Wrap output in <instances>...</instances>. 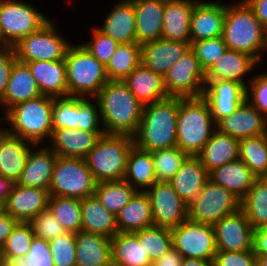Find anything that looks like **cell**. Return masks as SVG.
<instances>
[{
  "instance_id": "1",
  "label": "cell",
  "mask_w": 267,
  "mask_h": 266,
  "mask_svg": "<svg viewBox=\"0 0 267 266\" xmlns=\"http://www.w3.org/2000/svg\"><path fill=\"white\" fill-rule=\"evenodd\" d=\"M106 134L134 136L143 105L122 80H109L95 96Z\"/></svg>"
},
{
  "instance_id": "2",
  "label": "cell",
  "mask_w": 267,
  "mask_h": 266,
  "mask_svg": "<svg viewBox=\"0 0 267 266\" xmlns=\"http://www.w3.org/2000/svg\"><path fill=\"white\" fill-rule=\"evenodd\" d=\"M178 97H167L143 106L134 144L152 152L177 145Z\"/></svg>"
},
{
  "instance_id": "3",
  "label": "cell",
  "mask_w": 267,
  "mask_h": 266,
  "mask_svg": "<svg viewBox=\"0 0 267 266\" xmlns=\"http://www.w3.org/2000/svg\"><path fill=\"white\" fill-rule=\"evenodd\" d=\"M222 38L228 49L247 53L262 63L266 53L265 28L244 0L225 3Z\"/></svg>"
},
{
  "instance_id": "4",
  "label": "cell",
  "mask_w": 267,
  "mask_h": 266,
  "mask_svg": "<svg viewBox=\"0 0 267 266\" xmlns=\"http://www.w3.org/2000/svg\"><path fill=\"white\" fill-rule=\"evenodd\" d=\"M53 97L41 95L11 107L3 116L4 129L12 135L44 145L52 135ZM47 138V139H46Z\"/></svg>"
},
{
  "instance_id": "5",
  "label": "cell",
  "mask_w": 267,
  "mask_h": 266,
  "mask_svg": "<svg viewBox=\"0 0 267 266\" xmlns=\"http://www.w3.org/2000/svg\"><path fill=\"white\" fill-rule=\"evenodd\" d=\"M216 130L206 100L201 97H178L177 147L188 156H197Z\"/></svg>"
},
{
  "instance_id": "6",
  "label": "cell",
  "mask_w": 267,
  "mask_h": 266,
  "mask_svg": "<svg viewBox=\"0 0 267 266\" xmlns=\"http://www.w3.org/2000/svg\"><path fill=\"white\" fill-rule=\"evenodd\" d=\"M134 145L130 135L101 136L85 158L96 183L122 180Z\"/></svg>"
},
{
  "instance_id": "7",
  "label": "cell",
  "mask_w": 267,
  "mask_h": 266,
  "mask_svg": "<svg viewBox=\"0 0 267 266\" xmlns=\"http://www.w3.org/2000/svg\"><path fill=\"white\" fill-rule=\"evenodd\" d=\"M64 60L69 96L95 97L109 81L106 66L80 43L68 47Z\"/></svg>"
},
{
  "instance_id": "8",
  "label": "cell",
  "mask_w": 267,
  "mask_h": 266,
  "mask_svg": "<svg viewBox=\"0 0 267 266\" xmlns=\"http://www.w3.org/2000/svg\"><path fill=\"white\" fill-rule=\"evenodd\" d=\"M95 187L85 159L57 156L48 190L50 196L83 199L94 195Z\"/></svg>"
},
{
  "instance_id": "9",
  "label": "cell",
  "mask_w": 267,
  "mask_h": 266,
  "mask_svg": "<svg viewBox=\"0 0 267 266\" xmlns=\"http://www.w3.org/2000/svg\"><path fill=\"white\" fill-rule=\"evenodd\" d=\"M54 23L50 19L38 31L21 38L13 45L16 59L22 63L64 60L71 43L64 35L61 36Z\"/></svg>"
},
{
  "instance_id": "10",
  "label": "cell",
  "mask_w": 267,
  "mask_h": 266,
  "mask_svg": "<svg viewBox=\"0 0 267 266\" xmlns=\"http://www.w3.org/2000/svg\"><path fill=\"white\" fill-rule=\"evenodd\" d=\"M49 20L28 1L0 0V30L11 47L21 38L38 31Z\"/></svg>"
},
{
  "instance_id": "11",
  "label": "cell",
  "mask_w": 267,
  "mask_h": 266,
  "mask_svg": "<svg viewBox=\"0 0 267 266\" xmlns=\"http://www.w3.org/2000/svg\"><path fill=\"white\" fill-rule=\"evenodd\" d=\"M240 201L223 186L208 180L196 200L188 206V219L214 225L224 216L239 210Z\"/></svg>"
},
{
  "instance_id": "12",
  "label": "cell",
  "mask_w": 267,
  "mask_h": 266,
  "mask_svg": "<svg viewBox=\"0 0 267 266\" xmlns=\"http://www.w3.org/2000/svg\"><path fill=\"white\" fill-rule=\"evenodd\" d=\"M173 247L183 258H198L213 262L217 253L213 225L190 219L171 228Z\"/></svg>"
},
{
  "instance_id": "13",
  "label": "cell",
  "mask_w": 267,
  "mask_h": 266,
  "mask_svg": "<svg viewBox=\"0 0 267 266\" xmlns=\"http://www.w3.org/2000/svg\"><path fill=\"white\" fill-rule=\"evenodd\" d=\"M164 87L171 97H201L205 87V72L195 52L190 48L163 77Z\"/></svg>"
},
{
  "instance_id": "14",
  "label": "cell",
  "mask_w": 267,
  "mask_h": 266,
  "mask_svg": "<svg viewBox=\"0 0 267 266\" xmlns=\"http://www.w3.org/2000/svg\"><path fill=\"white\" fill-rule=\"evenodd\" d=\"M145 192L151 203L154 225L171 229L188 219V206L169 182H156Z\"/></svg>"
},
{
  "instance_id": "15",
  "label": "cell",
  "mask_w": 267,
  "mask_h": 266,
  "mask_svg": "<svg viewBox=\"0 0 267 266\" xmlns=\"http://www.w3.org/2000/svg\"><path fill=\"white\" fill-rule=\"evenodd\" d=\"M213 227L217 251L253 250L254 229L241 209L224 216Z\"/></svg>"
},
{
  "instance_id": "16",
  "label": "cell",
  "mask_w": 267,
  "mask_h": 266,
  "mask_svg": "<svg viewBox=\"0 0 267 266\" xmlns=\"http://www.w3.org/2000/svg\"><path fill=\"white\" fill-rule=\"evenodd\" d=\"M202 97L208 103L213 120L217 124L246 100V88L235 81H206Z\"/></svg>"
},
{
  "instance_id": "17",
  "label": "cell",
  "mask_w": 267,
  "mask_h": 266,
  "mask_svg": "<svg viewBox=\"0 0 267 266\" xmlns=\"http://www.w3.org/2000/svg\"><path fill=\"white\" fill-rule=\"evenodd\" d=\"M216 129L236 139L267 134V118L247 100L233 113L221 119Z\"/></svg>"
},
{
  "instance_id": "18",
  "label": "cell",
  "mask_w": 267,
  "mask_h": 266,
  "mask_svg": "<svg viewBox=\"0 0 267 266\" xmlns=\"http://www.w3.org/2000/svg\"><path fill=\"white\" fill-rule=\"evenodd\" d=\"M49 191L14 183L4 211L18 222H29L48 207Z\"/></svg>"
},
{
  "instance_id": "19",
  "label": "cell",
  "mask_w": 267,
  "mask_h": 266,
  "mask_svg": "<svg viewBox=\"0 0 267 266\" xmlns=\"http://www.w3.org/2000/svg\"><path fill=\"white\" fill-rule=\"evenodd\" d=\"M260 63L251 55L227 49L205 72V81L229 80L242 84L245 88L250 79L246 76ZM252 70V71H251ZM246 75V76H245Z\"/></svg>"
},
{
  "instance_id": "20",
  "label": "cell",
  "mask_w": 267,
  "mask_h": 266,
  "mask_svg": "<svg viewBox=\"0 0 267 266\" xmlns=\"http://www.w3.org/2000/svg\"><path fill=\"white\" fill-rule=\"evenodd\" d=\"M219 1L198 0L191 15V43L221 37L225 18V4Z\"/></svg>"
},
{
  "instance_id": "21",
  "label": "cell",
  "mask_w": 267,
  "mask_h": 266,
  "mask_svg": "<svg viewBox=\"0 0 267 266\" xmlns=\"http://www.w3.org/2000/svg\"><path fill=\"white\" fill-rule=\"evenodd\" d=\"M105 134V131L60 128L52 131L50 145H46L58 156L85 159L97 140Z\"/></svg>"
},
{
  "instance_id": "22",
  "label": "cell",
  "mask_w": 267,
  "mask_h": 266,
  "mask_svg": "<svg viewBox=\"0 0 267 266\" xmlns=\"http://www.w3.org/2000/svg\"><path fill=\"white\" fill-rule=\"evenodd\" d=\"M191 48V43L158 39L141 44V63L162 77Z\"/></svg>"
},
{
  "instance_id": "23",
  "label": "cell",
  "mask_w": 267,
  "mask_h": 266,
  "mask_svg": "<svg viewBox=\"0 0 267 266\" xmlns=\"http://www.w3.org/2000/svg\"><path fill=\"white\" fill-rule=\"evenodd\" d=\"M35 144L12 135L3 129L0 132V174L17 183L23 172L30 150Z\"/></svg>"
},
{
  "instance_id": "24",
  "label": "cell",
  "mask_w": 267,
  "mask_h": 266,
  "mask_svg": "<svg viewBox=\"0 0 267 266\" xmlns=\"http://www.w3.org/2000/svg\"><path fill=\"white\" fill-rule=\"evenodd\" d=\"M57 156L46 144L35 145L16 184L49 190Z\"/></svg>"
},
{
  "instance_id": "25",
  "label": "cell",
  "mask_w": 267,
  "mask_h": 266,
  "mask_svg": "<svg viewBox=\"0 0 267 266\" xmlns=\"http://www.w3.org/2000/svg\"><path fill=\"white\" fill-rule=\"evenodd\" d=\"M209 180L208 171L197 156H188L169 181L175 192L189 206Z\"/></svg>"
},
{
  "instance_id": "26",
  "label": "cell",
  "mask_w": 267,
  "mask_h": 266,
  "mask_svg": "<svg viewBox=\"0 0 267 266\" xmlns=\"http://www.w3.org/2000/svg\"><path fill=\"white\" fill-rule=\"evenodd\" d=\"M197 1L165 0L162 39L191 43V15Z\"/></svg>"
},
{
  "instance_id": "27",
  "label": "cell",
  "mask_w": 267,
  "mask_h": 266,
  "mask_svg": "<svg viewBox=\"0 0 267 266\" xmlns=\"http://www.w3.org/2000/svg\"><path fill=\"white\" fill-rule=\"evenodd\" d=\"M138 44L161 39L165 0H132Z\"/></svg>"
},
{
  "instance_id": "28",
  "label": "cell",
  "mask_w": 267,
  "mask_h": 266,
  "mask_svg": "<svg viewBox=\"0 0 267 266\" xmlns=\"http://www.w3.org/2000/svg\"><path fill=\"white\" fill-rule=\"evenodd\" d=\"M42 94L26 63L16 61L10 73L8 85L0 100V110L4 114L13 106L35 99Z\"/></svg>"
},
{
  "instance_id": "29",
  "label": "cell",
  "mask_w": 267,
  "mask_h": 266,
  "mask_svg": "<svg viewBox=\"0 0 267 266\" xmlns=\"http://www.w3.org/2000/svg\"><path fill=\"white\" fill-rule=\"evenodd\" d=\"M115 6L97 28L118 43L137 42L135 30V8L132 0H117Z\"/></svg>"
},
{
  "instance_id": "30",
  "label": "cell",
  "mask_w": 267,
  "mask_h": 266,
  "mask_svg": "<svg viewBox=\"0 0 267 266\" xmlns=\"http://www.w3.org/2000/svg\"><path fill=\"white\" fill-rule=\"evenodd\" d=\"M42 95L68 96L67 68L65 60L25 62Z\"/></svg>"
},
{
  "instance_id": "31",
  "label": "cell",
  "mask_w": 267,
  "mask_h": 266,
  "mask_svg": "<svg viewBox=\"0 0 267 266\" xmlns=\"http://www.w3.org/2000/svg\"><path fill=\"white\" fill-rule=\"evenodd\" d=\"M123 82L143 106L169 97L164 87L163 77L155 74L142 63Z\"/></svg>"
},
{
  "instance_id": "32",
  "label": "cell",
  "mask_w": 267,
  "mask_h": 266,
  "mask_svg": "<svg viewBox=\"0 0 267 266\" xmlns=\"http://www.w3.org/2000/svg\"><path fill=\"white\" fill-rule=\"evenodd\" d=\"M76 266H112L110 238L95 233L77 232Z\"/></svg>"
},
{
  "instance_id": "33",
  "label": "cell",
  "mask_w": 267,
  "mask_h": 266,
  "mask_svg": "<svg viewBox=\"0 0 267 266\" xmlns=\"http://www.w3.org/2000/svg\"><path fill=\"white\" fill-rule=\"evenodd\" d=\"M208 176L211 182L223 186L240 200L257 178L241 159L210 170Z\"/></svg>"
},
{
  "instance_id": "34",
  "label": "cell",
  "mask_w": 267,
  "mask_h": 266,
  "mask_svg": "<svg viewBox=\"0 0 267 266\" xmlns=\"http://www.w3.org/2000/svg\"><path fill=\"white\" fill-rule=\"evenodd\" d=\"M80 205L81 231L103 235L108 238L118 233L116 216L107 210L95 195L81 199Z\"/></svg>"
},
{
  "instance_id": "35",
  "label": "cell",
  "mask_w": 267,
  "mask_h": 266,
  "mask_svg": "<svg viewBox=\"0 0 267 266\" xmlns=\"http://www.w3.org/2000/svg\"><path fill=\"white\" fill-rule=\"evenodd\" d=\"M197 157L208 172L236 161L239 159V139L222 134L216 129Z\"/></svg>"
},
{
  "instance_id": "36",
  "label": "cell",
  "mask_w": 267,
  "mask_h": 266,
  "mask_svg": "<svg viewBox=\"0 0 267 266\" xmlns=\"http://www.w3.org/2000/svg\"><path fill=\"white\" fill-rule=\"evenodd\" d=\"M118 232H135L154 225L152 208L146 192L137 191L117 214Z\"/></svg>"
},
{
  "instance_id": "37",
  "label": "cell",
  "mask_w": 267,
  "mask_h": 266,
  "mask_svg": "<svg viewBox=\"0 0 267 266\" xmlns=\"http://www.w3.org/2000/svg\"><path fill=\"white\" fill-rule=\"evenodd\" d=\"M112 266H150L153 264L134 232H118L110 238Z\"/></svg>"
},
{
  "instance_id": "38",
  "label": "cell",
  "mask_w": 267,
  "mask_h": 266,
  "mask_svg": "<svg viewBox=\"0 0 267 266\" xmlns=\"http://www.w3.org/2000/svg\"><path fill=\"white\" fill-rule=\"evenodd\" d=\"M136 191L145 192L156 183L154 160L151 152L134 145L129 153L123 178Z\"/></svg>"
},
{
  "instance_id": "39",
  "label": "cell",
  "mask_w": 267,
  "mask_h": 266,
  "mask_svg": "<svg viewBox=\"0 0 267 266\" xmlns=\"http://www.w3.org/2000/svg\"><path fill=\"white\" fill-rule=\"evenodd\" d=\"M240 209L244 212L253 229L267 225V178L257 177L240 201Z\"/></svg>"
},
{
  "instance_id": "40",
  "label": "cell",
  "mask_w": 267,
  "mask_h": 266,
  "mask_svg": "<svg viewBox=\"0 0 267 266\" xmlns=\"http://www.w3.org/2000/svg\"><path fill=\"white\" fill-rule=\"evenodd\" d=\"M141 63V45L119 43L106 65L109 80H124Z\"/></svg>"
},
{
  "instance_id": "41",
  "label": "cell",
  "mask_w": 267,
  "mask_h": 266,
  "mask_svg": "<svg viewBox=\"0 0 267 266\" xmlns=\"http://www.w3.org/2000/svg\"><path fill=\"white\" fill-rule=\"evenodd\" d=\"M137 191L124 179L96 183L94 195L115 216Z\"/></svg>"
},
{
  "instance_id": "42",
  "label": "cell",
  "mask_w": 267,
  "mask_h": 266,
  "mask_svg": "<svg viewBox=\"0 0 267 266\" xmlns=\"http://www.w3.org/2000/svg\"><path fill=\"white\" fill-rule=\"evenodd\" d=\"M239 159L256 177L267 175V134L239 140Z\"/></svg>"
},
{
  "instance_id": "43",
  "label": "cell",
  "mask_w": 267,
  "mask_h": 266,
  "mask_svg": "<svg viewBox=\"0 0 267 266\" xmlns=\"http://www.w3.org/2000/svg\"><path fill=\"white\" fill-rule=\"evenodd\" d=\"M79 198L49 196L48 210L67 232L81 231V205Z\"/></svg>"
},
{
  "instance_id": "44",
  "label": "cell",
  "mask_w": 267,
  "mask_h": 266,
  "mask_svg": "<svg viewBox=\"0 0 267 266\" xmlns=\"http://www.w3.org/2000/svg\"><path fill=\"white\" fill-rule=\"evenodd\" d=\"M134 233L152 263L173 247L170 228L152 225Z\"/></svg>"
},
{
  "instance_id": "45",
  "label": "cell",
  "mask_w": 267,
  "mask_h": 266,
  "mask_svg": "<svg viewBox=\"0 0 267 266\" xmlns=\"http://www.w3.org/2000/svg\"><path fill=\"white\" fill-rule=\"evenodd\" d=\"M35 235L28 222H18L0 250V263L26 255Z\"/></svg>"
},
{
  "instance_id": "46",
  "label": "cell",
  "mask_w": 267,
  "mask_h": 266,
  "mask_svg": "<svg viewBox=\"0 0 267 266\" xmlns=\"http://www.w3.org/2000/svg\"><path fill=\"white\" fill-rule=\"evenodd\" d=\"M151 154L154 160L157 182H169L188 157V155L177 146L157 149L152 151Z\"/></svg>"
},
{
  "instance_id": "47",
  "label": "cell",
  "mask_w": 267,
  "mask_h": 266,
  "mask_svg": "<svg viewBox=\"0 0 267 266\" xmlns=\"http://www.w3.org/2000/svg\"><path fill=\"white\" fill-rule=\"evenodd\" d=\"M79 124V96L53 97L52 131L74 129Z\"/></svg>"
},
{
  "instance_id": "48",
  "label": "cell",
  "mask_w": 267,
  "mask_h": 266,
  "mask_svg": "<svg viewBox=\"0 0 267 266\" xmlns=\"http://www.w3.org/2000/svg\"><path fill=\"white\" fill-rule=\"evenodd\" d=\"M48 244L55 266H76V233L66 232Z\"/></svg>"
},
{
  "instance_id": "49",
  "label": "cell",
  "mask_w": 267,
  "mask_h": 266,
  "mask_svg": "<svg viewBox=\"0 0 267 266\" xmlns=\"http://www.w3.org/2000/svg\"><path fill=\"white\" fill-rule=\"evenodd\" d=\"M191 49L195 52L202 69L206 72L225 53L228 47L221 36L192 42Z\"/></svg>"
},
{
  "instance_id": "50",
  "label": "cell",
  "mask_w": 267,
  "mask_h": 266,
  "mask_svg": "<svg viewBox=\"0 0 267 266\" xmlns=\"http://www.w3.org/2000/svg\"><path fill=\"white\" fill-rule=\"evenodd\" d=\"M11 266H55L48 241L34 237L28 253L12 259Z\"/></svg>"
},
{
  "instance_id": "51",
  "label": "cell",
  "mask_w": 267,
  "mask_h": 266,
  "mask_svg": "<svg viewBox=\"0 0 267 266\" xmlns=\"http://www.w3.org/2000/svg\"><path fill=\"white\" fill-rule=\"evenodd\" d=\"M89 41L81 43L99 62L105 66L116 51L118 42L101 32L97 26L91 30Z\"/></svg>"
},
{
  "instance_id": "52",
  "label": "cell",
  "mask_w": 267,
  "mask_h": 266,
  "mask_svg": "<svg viewBox=\"0 0 267 266\" xmlns=\"http://www.w3.org/2000/svg\"><path fill=\"white\" fill-rule=\"evenodd\" d=\"M28 223L31 225L35 237L47 241L67 232L48 208L34 216Z\"/></svg>"
},
{
  "instance_id": "53",
  "label": "cell",
  "mask_w": 267,
  "mask_h": 266,
  "mask_svg": "<svg viewBox=\"0 0 267 266\" xmlns=\"http://www.w3.org/2000/svg\"><path fill=\"white\" fill-rule=\"evenodd\" d=\"M78 129L85 131H104L101 121L99 104L95 97L79 96Z\"/></svg>"
},
{
  "instance_id": "54",
  "label": "cell",
  "mask_w": 267,
  "mask_h": 266,
  "mask_svg": "<svg viewBox=\"0 0 267 266\" xmlns=\"http://www.w3.org/2000/svg\"><path fill=\"white\" fill-rule=\"evenodd\" d=\"M246 100L267 118V72L250 78L246 87Z\"/></svg>"
},
{
  "instance_id": "55",
  "label": "cell",
  "mask_w": 267,
  "mask_h": 266,
  "mask_svg": "<svg viewBox=\"0 0 267 266\" xmlns=\"http://www.w3.org/2000/svg\"><path fill=\"white\" fill-rule=\"evenodd\" d=\"M257 256L253 250L246 251H217L213 266H256Z\"/></svg>"
},
{
  "instance_id": "56",
  "label": "cell",
  "mask_w": 267,
  "mask_h": 266,
  "mask_svg": "<svg viewBox=\"0 0 267 266\" xmlns=\"http://www.w3.org/2000/svg\"><path fill=\"white\" fill-rule=\"evenodd\" d=\"M16 61V55L12 48L0 53V100L3 98L11 70Z\"/></svg>"
},
{
  "instance_id": "57",
  "label": "cell",
  "mask_w": 267,
  "mask_h": 266,
  "mask_svg": "<svg viewBox=\"0 0 267 266\" xmlns=\"http://www.w3.org/2000/svg\"><path fill=\"white\" fill-rule=\"evenodd\" d=\"M253 251L256 256H267V225L254 229Z\"/></svg>"
},
{
  "instance_id": "58",
  "label": "cell",
  "mask_w": 267,
  "mask_h": 266,
  "mask_svg": "<svg viewBox=\"0 0 267 266\" xmlns=\"http://www.w3.org/2000/svg\"><path fill=\"white\" fill-rule=\"evenodd\" d=\"M17 223L18 221L5 211L0 214V250L11 235V232Z\"/></svg>"
},
{
  "instance_id": "59",
  "label": "cell",
  "mask_w": 267,
  "mask_h": 266,
  "mask_svg": "<svg viewBox=\"0 0 267 266\" xmlns=\"http://www.w3.org/2000/svg\"><path fill=\"white\" fill-rule=\"evenodd\" d=\"M183 256L174 248H170L159 259L153 262L154 266H181Z\"/></svg>"
},
{
  "instance_id": "60",
  "label": "cell",
  "mask_w": 267,
  "mask_h": 266,
  "mask_svg": "<svg viewBox=\"0 0 267 266\" xmlns=\"http://www.w3.org/2000/svg\"><path fill=\"white\" fill-rule=\"evenodd\" d=\"M253 10L261 25L267 27V0H244Z\"/></svg>"
},
{
  "instance_id": "61",
  "label": "cell",
  "mask_w": 267,
  "mask_h": 266,
  "mask_svg": "<svg viewBox=\"0 0 267 266\" xmlns=\"http://www.w3.org/2000/svg\"><path fill=\"white\" fill-rule=\"evenodd\" d=\"M14 183L0 174V204L5 205Z\"/></svg>"
},
{
  "instance_id": "62",
  "label": "cell",
  "mask_w": 267,
  "mask_h": 266,
  "mask_svg": "<svg viewBox=\"0 0 267 266\" xmlns=\"http://www.w3.org/2000/svg\"><path fill=\"white\" fill-rule=\"evenodd\" d=\"M181 266H213V262L198 258H183Z\"/></svg>"
},
{
  "instance_id": "63",
  "label": "cell",
  "mask_w": 267,
  "mask_h": 266,
  "mask_svg": "<svg viewBox=\"0 0 267 266\" xmlns=\"http://www.w3.org/2000/svg\"><path fill=\"white\" fill-rule=\"evenodd\" d=\"M12 47L5 41L0 30V53L10 50Z\"/></svg>"
},
{
  "instance_id": "64",
  "label": "cell",
  "mask_w": 267,
  "mask_h": 266,
  "mask_svg": "<svg viewBox=\"0 0 267 266\" xmlns=\"http://www.w3.org/2000/svg\"><path fill=\"white\" fill-rule=\"evenodd\" d=\"M256 266H267V256H257Z\"/></svg>"
},
{
  "instance_id": "65",
  "label": "cell",
  "mask_w": 267,
  "mask_h": 266,
  "mask_svg": "<svg viewBox=\"0 0 267 266\" xmlns=\"http://www.w3.org/2000/svg\"><path fill=\"white\" fill-rule=\"evenodd\" d=\"M265 46H266V52H267V27L265 28Z\"/></svg>"
},
{
  "instance_id": "66",
  "label": "cell",
  "mask_w": 267,
  "mask_h": 266,
  "mask_svg": "<svg viewBox=\"0 0 267 266\" xmlns=\"http://www.w3.org/2000/svg\"><path fill=\"white\" fill-rule=\"evenodd\" d=\"M4 212V205L0 204V214Z\"/></svg>"
},
{
  "instance_id": "67",
  "label": "cell",
  "mask_w": 267,
  "mask_h": 266,
  "mask_svg": "<svg viewBox=\"0 0 267 266\" xmlns=\"http://www.w3.org/2000/svg\"><path fill=\"white\" fill-rule=\"evenodd\" d=\"M2 120H3V118H0V122H1L0 123V132L4 129V127H1V124L4 123Z\"/></svg>"
},
{
  "instance_id": "68",
  "label": "cell",
  "mask_w": 267,
  "mask_h": 266,
  "mask_svg": "<svg viewBox=\"0 0 267 266\" xmlns=\"http://www.w3.org/2000/svg\"><path fill=\"white\" fill-rule=\"evenodd\" d=\"M0 266H11L9 263H0Z\"/></svg>"
}]
</instances>
